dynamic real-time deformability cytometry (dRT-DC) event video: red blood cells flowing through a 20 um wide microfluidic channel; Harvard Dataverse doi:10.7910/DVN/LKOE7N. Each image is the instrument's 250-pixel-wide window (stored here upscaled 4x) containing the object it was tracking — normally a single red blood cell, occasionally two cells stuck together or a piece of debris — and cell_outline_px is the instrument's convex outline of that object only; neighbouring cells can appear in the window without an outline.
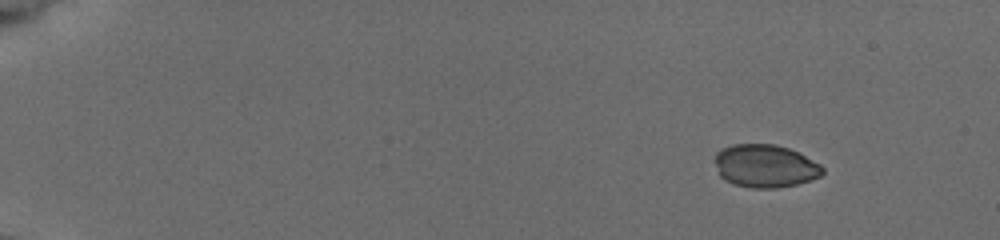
{"species": "common noctule bat (a hibernating species)", "species_latin": "Nyctalus noctula", "temperature_condition": "cold", "stored_images_in_passage": 51, "camera_frame_rate_fps": 3000, "um_per_image_px": 0.085, "animal": {"sex": "female", "body_mass_g": 19.5, "forearm_length_mm": 54.1}, "frame": {"image": 1, "passage_image": 1, "time_ms": 0.0, "image_size_px": [1000, 240], "cell_outline_px": [[824, 172], [820, 176], [796, 184], [776, 188], [752, 188], [736, 184], [724, 180], [720, 176], [712, 160], [716, 152], [732, 144], [776, 144], [800, 152], [820, 164], [824, 168]], "centroid_in_image_um": [65.02, 14.09], "position_along_channel_um": 20.0, "area_um2": 27.17}}
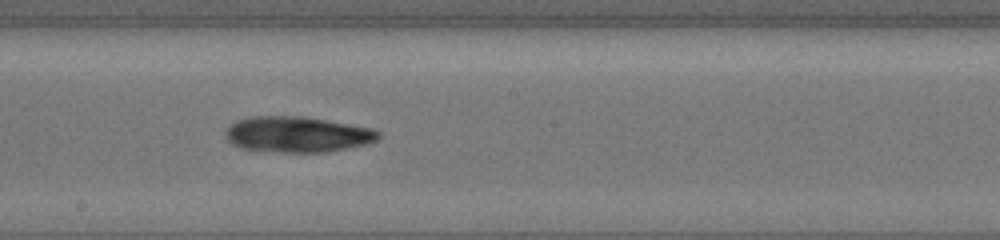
{"frame": {"image": 2, "passage_image": 28, "time_ms": 9.0, "image_size_px": [1000, 240], "cell_outline_px": [[380, 136], [376, 140], [364, 144], [324, 152], [284, 152], [240, 148], [232, 144], [228, 140], [224, 132], [236, 120], [252, 116], [304, 116], [372, 128], [380, 132]], "centroid_in_image_um": [25.24, 11.41], "position_along_channel_um": 223.0, "area_um2": 31.56}}
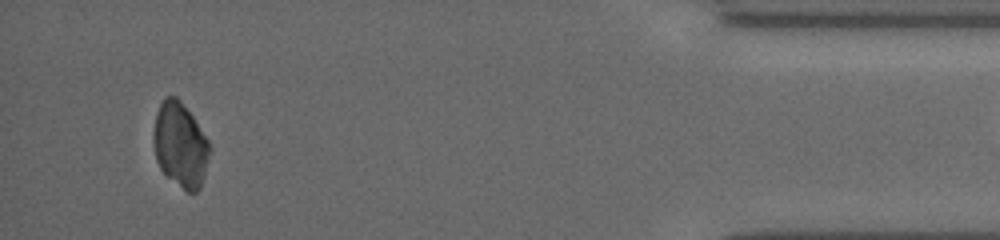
{"frame": {"image": 3, "passage_image": 48, "time_ms": 15.667, "image_size_px": [1000, 240], "cell_outline_px": [[212, 148], [200, 188], [196, 192], [188, 192], [168, 176], [160, 168], [156, 160], [152, 140], [152, 132], [156, 112], [164, 96], [176, 96], [180, 100], [192, 116], [208, 140]], "centroid_in_image_um": [15.31, 12.29], "position_along_channel_um": 419.9, "area_um2": 27.74}, "authors_computed_cell_mechanics": {"area_um2": 29.9404, "velocity_mm_per_s": 3.7863, "shape_relaxation_time_tau1_ms": null, "shape_relaxation_time_tau2_ms": 2.4226, "deformation_change_tau1": null, "deformation_change_tau2": 0.0419}}